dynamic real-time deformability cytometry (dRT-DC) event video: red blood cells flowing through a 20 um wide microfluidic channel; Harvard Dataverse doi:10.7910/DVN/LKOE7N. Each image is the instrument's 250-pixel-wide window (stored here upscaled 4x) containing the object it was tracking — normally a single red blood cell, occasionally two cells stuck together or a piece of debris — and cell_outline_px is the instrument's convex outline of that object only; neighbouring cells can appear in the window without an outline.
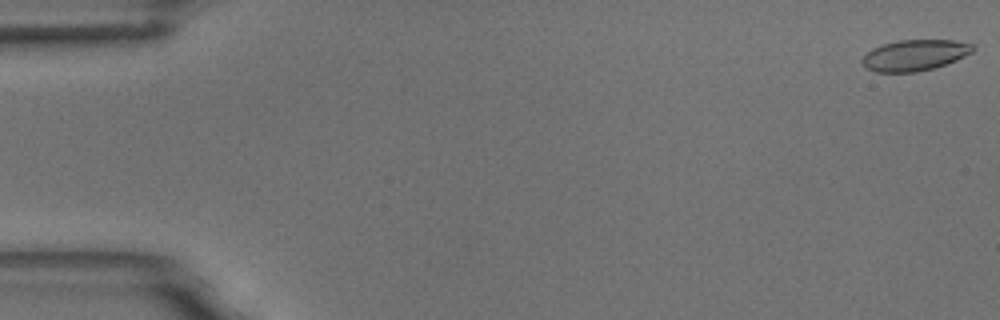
{"species": "common noctule bat (a hibernating species)", "species_latin": "Nyctalus noctula", "temperature_condition": "room temperature", "stored_images_in_passage": 6, "camera_frame_rate_fps": 3000, "um_per_image_px": 0.085, "animal": {"sex": "male", "body_mass_g": 18.8}, "frame": {"image": 1, "passage_image": 1, "time_ms": 0.0, "image_size_px": [1000, 320], "cell_outline_px": [[976, 48], [972, 52], [956, 60], [936, 68], [916, 72], [876, 72], [864, 68], [860, 60], [872, 48], [896, 40], [956, 40], [976, 44]], "centroid_in_image_um": [77.77, 4.69], "position_along_channel_um": 7.2, "area_um2": 20.29}}
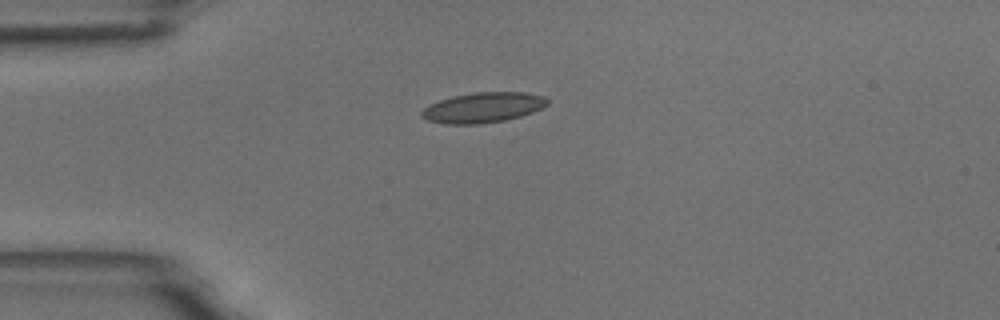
{"frame": {"image": 2, "passage_image": 5, "time_ms": 4.333, "image_size_px": [1000, 320], "cell_outline_px": [[548, 104], [532, 112], [520, 116], [504, 120], [476, 124], [444, 124], [428, 120], [420, 116], [420, 112], [424, 108], [440, 100], [452, 96], [476, 92], [524, 92], [544, 96], [548, 100]], "centroid_in_image_um": [41.04, 9.14], "position_along_channel_um": 44.0, "area_um2": 21.96}}